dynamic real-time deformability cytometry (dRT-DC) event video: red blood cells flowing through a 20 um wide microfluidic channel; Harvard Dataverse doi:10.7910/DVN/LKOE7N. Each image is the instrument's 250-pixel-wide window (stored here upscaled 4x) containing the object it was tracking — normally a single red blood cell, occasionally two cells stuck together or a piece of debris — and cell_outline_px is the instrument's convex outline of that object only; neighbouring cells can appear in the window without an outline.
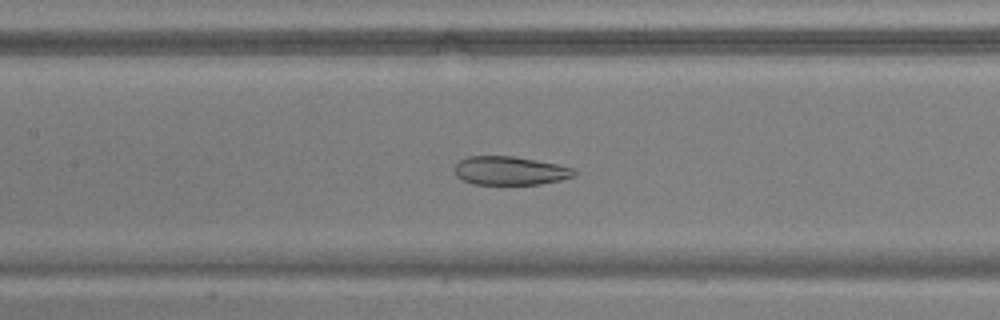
{"species": "common noctule bat (a hibernating species)", "species_latin": "Nyctalus noctula", "temperature_condition": "warm", "stored_images_in_passage": 54, "camera_frame_rate_fps": 3000, "um_per_image_px": 0.085, "animal": {"sex": "male", "body_mass_g": 17.9, "forearm_length_mm": 54.2}, "frame": {"image": 1, "passage_image": 26, "time_ms": 8.333, "image_size_px": [1000, 320], "cell_outline_px": [[576, 176], [560, 180], [540, 184], [476, 184], [464, 180], [456, 176], [456, 164], [460, 160], [468, 156], [512, 156], [536, 160], [576, 168]], "centroid_in_image_um": [43.4, 14.51], "position_along_channel_um": 164.0, "area_um2": 19.83}}
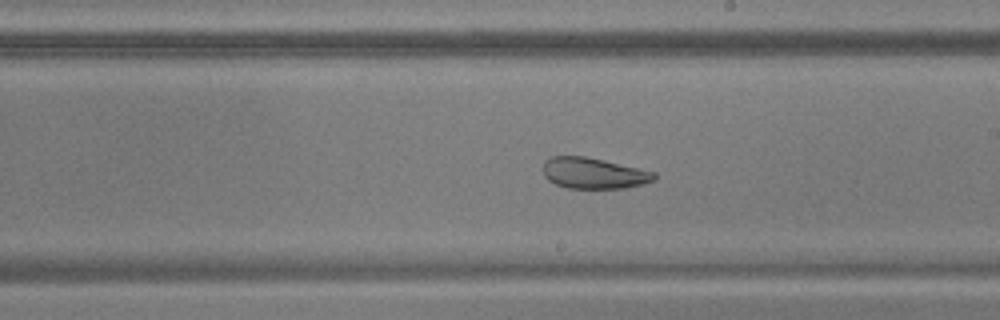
{"frame": {"image": 2, "passage_image": 32, "time_ms": 10.333, "image_size_px": [1000, 320], "cell_outline_px": [[656, 180], [644, 184], [624, 188], [568, 188], [556, 184], [548, 180], [544, 176], [544, 160], [552, 156], [584, 156], [656, 172]], "centroid_in_image_um": [50.47, 14.73], "position_along_channel_um": 238.5, "area_um2": 20.0}}
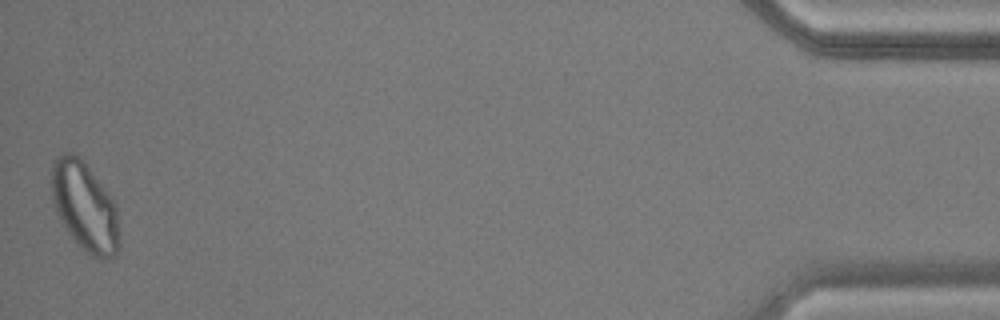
{"frame": {"image": 3, "passage_image": 54, "time_ms": 17.667, "image_size_px": [1000, 320], "cell_outline_px": [[120, 244], [116, 252], [112, 256], [92, 256], [80, 248], [68, 232], [52, 200], [52, 164], [56, 156], [64, 152], [72, 152], [80, 156], [116, 204], [120, 240]], "centroid_in_image_um": [7.2, 17.52], "position_along_channel_um": 428.0, "area_um2": 34.68}, "authors_computed_cell_mechanics": {"area_um2": 28.9867, "velocity_mm_per_s": 3.7484, "shape_relaxation_time_tau1_ms": null, "shape_relaxation_time_tau2_ms": 2.2302, "deformation_change_tau1": null, "deformation_change_tau2": 0.0791}}